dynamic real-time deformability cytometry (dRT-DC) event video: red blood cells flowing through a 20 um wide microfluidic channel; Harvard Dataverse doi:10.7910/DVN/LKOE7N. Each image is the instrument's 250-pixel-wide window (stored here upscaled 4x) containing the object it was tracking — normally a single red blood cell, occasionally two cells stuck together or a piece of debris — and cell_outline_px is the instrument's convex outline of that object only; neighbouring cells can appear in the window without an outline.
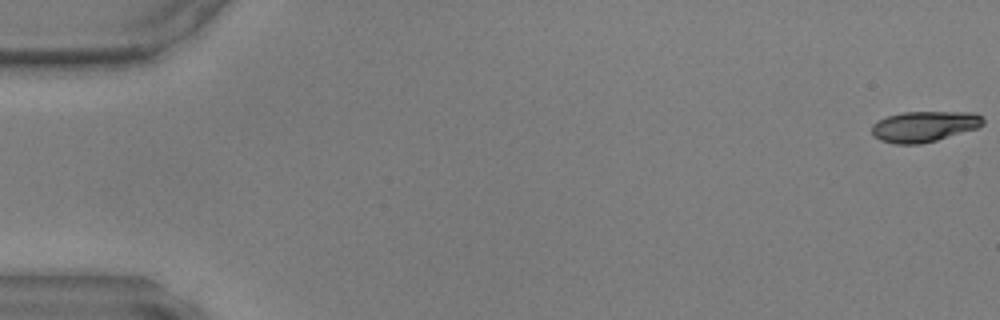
{"species": "common noctule bat (a hibernating species)", "species_latin": "Nyctalus noctula", "temperature_condition": "warm", "stored_images_in_passage": 9, "camera_frame_rate_fps": 3000, "um_per_image_px": 0.085, "animal": {"sex": "male", "body_mass_g": 17.9, "forearm_length_mm": 54.2}, "frame": {"image": 1, "passage_image": 1, "time_ms": 0.0, "image_size_px": [1000, 320], "cell_outline_px": [[984, 124], [976, 128], [936, 140], [920, 144], [896, 144], [880, 140], [872, 136], [872, 124], [888, 116], [904, 112], [976, 112], [984, 116]], "centroid_in_image_um": [78.57, 10.74], "position_along_channel_um": 6.4, "area_um2": 19.88}}